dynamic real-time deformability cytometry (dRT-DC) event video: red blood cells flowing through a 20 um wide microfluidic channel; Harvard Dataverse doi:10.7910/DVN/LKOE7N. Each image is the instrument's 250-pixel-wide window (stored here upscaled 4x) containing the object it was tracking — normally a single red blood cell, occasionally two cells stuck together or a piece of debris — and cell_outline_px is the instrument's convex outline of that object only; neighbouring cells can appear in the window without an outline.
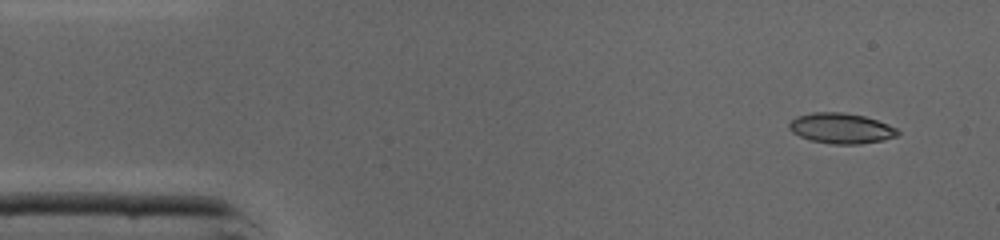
{"species": "common noctule bat (a hibernating species)", "species_latin": "Nyctalus noctula", "temperature_condition": "cold", "stored_images_in_passage": 43, "camera_frame_rate_fps": 3000, "um_per_image_px": 0.085, "animal": {"sex": "male", "body_mass_g": 19.0, "forearm_length_mm": 50.8}, "frame": {"image": 1, "passage_image": 1, "time_ms": 0.0, "image_size_px": [1000, 240], "cell_outline_px": [[900, 132], [896, 136], [884, 140], [860, 144], [832, 144], [812, 140], [800, 136], [792, 132], [788, 128], [788, 124], [796, 116], [812, 112], [844, 112], [864, 116], [888, 124], [896, 128]], "centroid_in_image_um": [71.49, 10.9], "position_along_channel_um": 13.5, "area_um2": 19.25}}
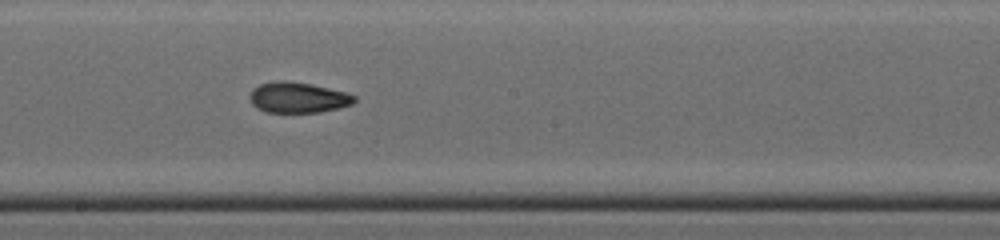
{"frame": {"image": 2, "passage_image": 22, "time_ms": 7.0, "image_size_px": [1000, 240], "cell_outline_px": [[356, 100], [352, 104], [340, 108], [320, 112], [264, 112], [256, 108], [252, 104], [248, 96], [252, 88], [260, 84], [276, 80], [284, 80], [312, 84], [344, 92], [356, 96]], "centroid_in_image_um": [25.29, 8.29], "position_along_channel_um": 222.9, "area_um2": 18.84}}
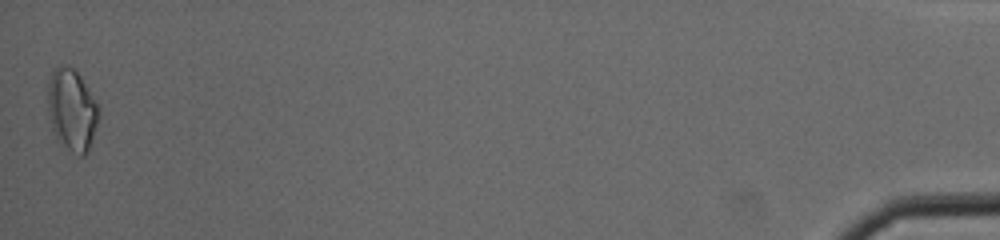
{"frame": {"image": 3, "passage_image": 43, "time_ms": 14.0, "image_size_px": [1000, 240], "cell_outline_px": [[100, 116], [88, 152], [84, 156], [80, 156], [72, 152], [52, 132], [48, 108], [48, 84], [52, 72], [60, 64], [68, 64], [80, 76], [100, 108]], "centroid_in_image_um": [6.13, 9.34], "position_along_channel_um": 429.1, "area_um2": 24.22}, "authors_computed_cell_mechanics": {"area_um2": 19.0162, "velocity_mm_per_s": 4.3709, "shape_relaxation_time_tau1_ms": null, "shape_relaxation_time_tau2_ms": 2.3348, "deformation_change_tau1": null, "deformation_change_tau2": 0.0737}}